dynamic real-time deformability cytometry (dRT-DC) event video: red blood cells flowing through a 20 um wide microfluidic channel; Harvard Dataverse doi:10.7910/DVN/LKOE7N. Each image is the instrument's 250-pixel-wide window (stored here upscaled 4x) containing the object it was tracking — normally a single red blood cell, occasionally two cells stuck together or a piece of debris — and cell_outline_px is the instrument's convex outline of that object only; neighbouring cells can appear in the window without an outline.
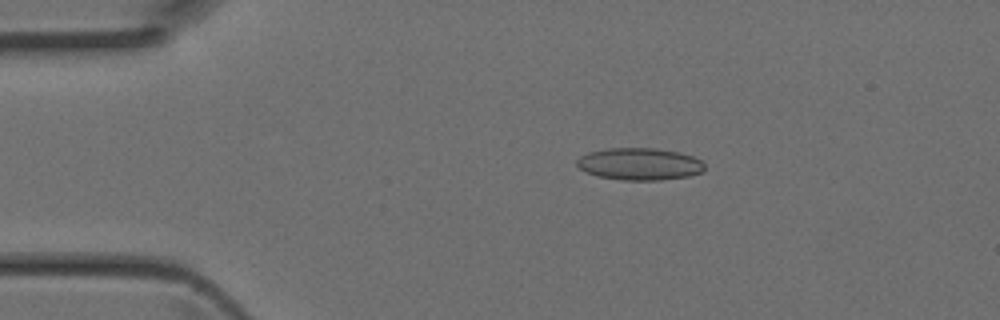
{"species": "Egyptian fruit bat (a non-hibernating species)", "species_latin": "Rousettus aegyptiacus", "temperature_condition": "room temperature", "stored_images_in_passage": 43, "camera_frame_rate_fps": 3000, "um_per_image_px": 0.085, "animal": {"sex": "female"}, "frame": {"image": 1, "passage_image": 8, "time_ms": 2.333, "image_size_px": [1000, 320], "cell_outline_px": [[704, 172], [688, 176], [660, 180], [624, 180], [600, 176], [584, 172], [576, 164], [576, 160], [580, 156], [588, 152], [608, 148], [656, 148], [676, 152], [692, 156], [700, 160], [704, 164]], "centroid_in_image_um": [54.35, 13.94], "position_along_channel_um": 30.7, "area_um2": 23.87}}
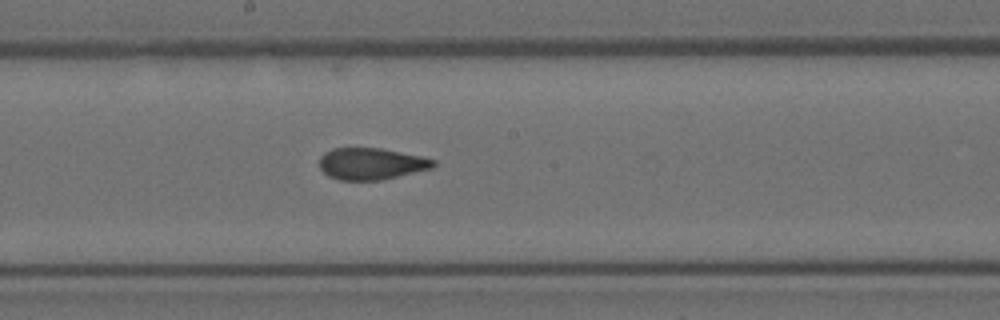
{"frame": {"image": 2, "passage_image": 23, "time_ms": 7.333, "image_size_px": [1000, 320], "cell_outline_px": [[436, 164], [432, 168], [380, 180], [340, 180], [328, 176], [320, 168], [320, 156], [324, 152], [332, 148], [380, 148], [420, 156], [436, 160]], "centroid_in_image_um": [31.53, 13.91], "position_along_channel_um": 216.7, "area_um2": 20.92}}
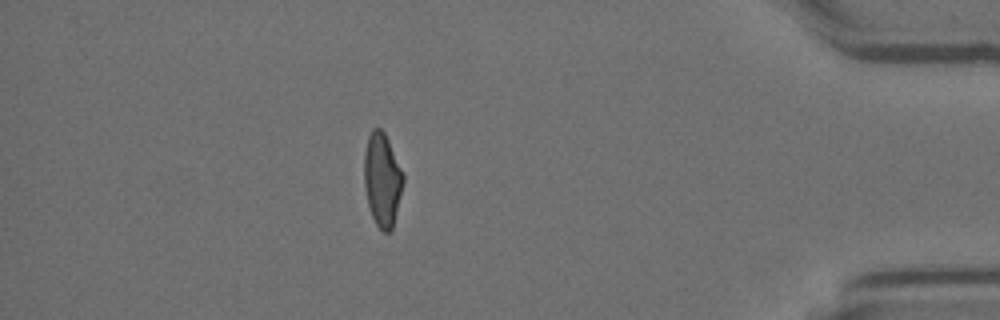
{"frame": {"image": 3, "passage_image": 38, "time_ms": 12.333, "image_size_px": [1000, 320], "cell_outline_px": [[404, 180], [392, 228], [388, 232], [384, 232], [376, 224], [372, 216], [368, 204], [364, 184], [364, 152], [368, 136], [372, 128], [380, 128], [384, 132], [404, 172]], "centroid_in_image_um": [32.48, 15.23], "position_along_channel_um": 402.7, "area_um2": 21.15}}